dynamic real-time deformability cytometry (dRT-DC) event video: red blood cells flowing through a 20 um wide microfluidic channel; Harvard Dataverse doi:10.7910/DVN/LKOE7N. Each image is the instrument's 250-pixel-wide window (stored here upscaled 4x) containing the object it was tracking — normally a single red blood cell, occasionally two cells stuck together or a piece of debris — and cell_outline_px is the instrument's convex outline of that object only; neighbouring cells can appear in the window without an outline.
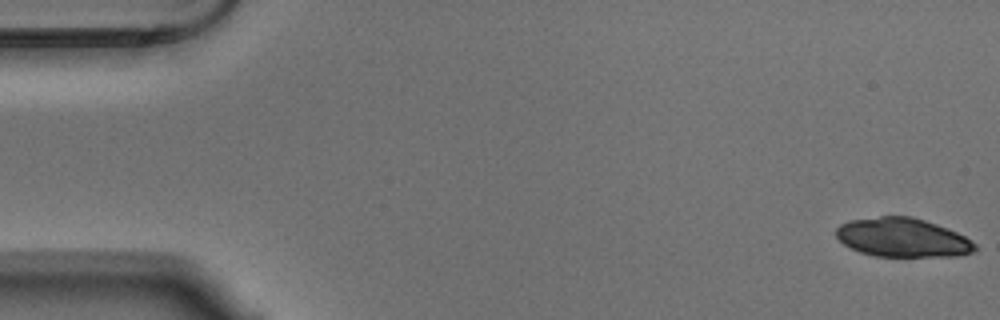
{"species": "Egyptian fruit bat (a non-hibernating species)", "species_latin": "Rousettus aegyptiacus", "temperature_condition": "warm", "stored_images_in_passage": 55, "camera_frame_rate_fps": 3000, "um_per_image_px": 0.085, "animal": {"sex": "male"}, "frame": {"image": 1, "passage_image": 1, "time_ms": 0.0, "image_size_px": [1000, 320], "cell_outline_px": [[976, 248], [972, 252], [956, 256], [872, 256], [860, 252], [844, 244], [836, 236], [836, 228], [840, 224], [848, 220], [880, 216], [908, 216], [924, 220], [948, 228], [964, 236], [976, 244]], "centroid_in_image_um": [76.69, 20.19], "position_along_channel_um": 8.3, "area_um2": 31.39}}
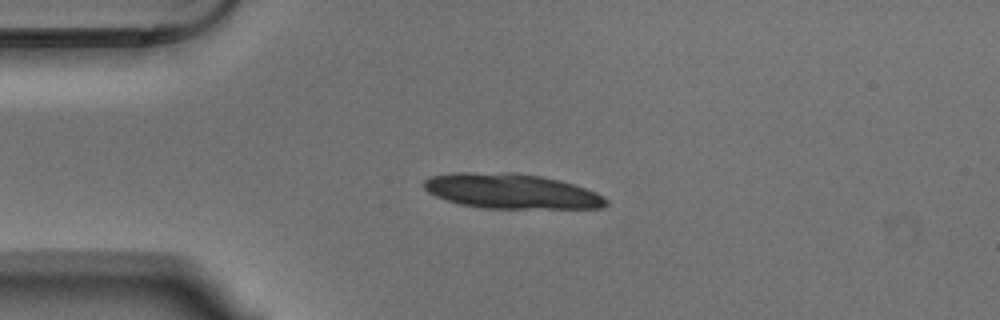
{"frame": {"image": 2, "passage_image": 13, "time_ms": 4.0, "image_size_px": [1000, 320], "cell_outline_px": [[608, 204], [600, 208], [480, 208], [460, 204], [436, 196], [428, 192], [424, 188], [424, 180], [432, 176], [452, 172], [516, 172], [540, 176], [560, 180], [596, 192], [604, 196], [608, 200]], "centroid_in_image_um": [43.46, 16.24], "position_along_channel_um": 41.5, "area_um2": 37.22}}